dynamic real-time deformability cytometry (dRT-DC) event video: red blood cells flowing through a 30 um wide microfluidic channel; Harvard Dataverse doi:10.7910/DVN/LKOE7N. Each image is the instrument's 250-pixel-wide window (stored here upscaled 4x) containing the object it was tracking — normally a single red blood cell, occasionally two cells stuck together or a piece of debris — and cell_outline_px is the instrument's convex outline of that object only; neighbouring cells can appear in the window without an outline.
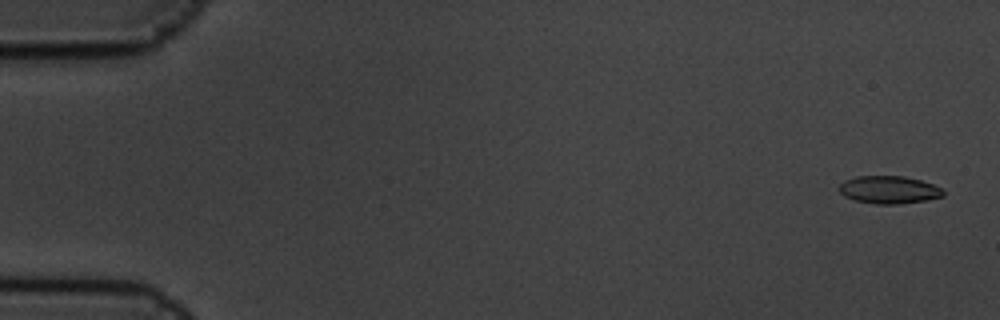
{"species": "common noctule bat (a hibernating species)", "species_latin": "Nyctalus noctula", "temperature_condition": "cold", "stored_images_in_passage": 5, "camera_frame_rate_fps": 3000, "um_per_image_px": 0.085, "animal": {"sex": "male", "body_mass_g": 19.5, "forearm_length_mm": 54.6}, "frame": {"image": 1, "passage_image": 1, "time_ms": 0.0, "image_size_px": [1000, 320], "cell_outline_px": [[944, 196], [924, 200], [900, 204], [876, 204], [856, 200], [844, 196], [840, 192], [840, 184], [844, 180], [856, 176], [904, 176], [920, 180], [944, 188]], "centroid_in_image_um": [75.58, 16.12], "position_along_channel_um": 9.4, "area_um2": 16.76}}
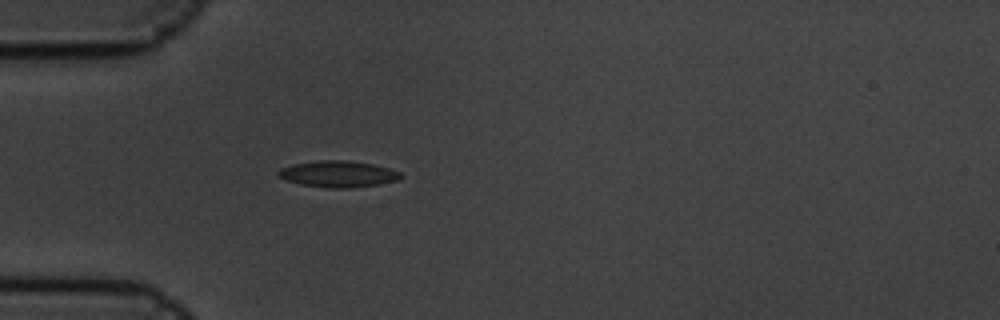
{"frame": {"image": 2, "passage_image": 5, "time_ms": 1.333, "image_size_px": [1000, 320], "cell_outline_px": [[404, 176], [400, 180], [380, 184], [352, 188], [328, 188], [300, 184], [288, 180], [280, 176], [276, 172], [280, 168], [292, 164], [316, 160], [348, 160], [372, 164], [388, 168], [400, 172]], "centroid_in_image_um": [28.77, 14.79], "position_along_channel_um": 56.2, "area_um2": 18.96}}